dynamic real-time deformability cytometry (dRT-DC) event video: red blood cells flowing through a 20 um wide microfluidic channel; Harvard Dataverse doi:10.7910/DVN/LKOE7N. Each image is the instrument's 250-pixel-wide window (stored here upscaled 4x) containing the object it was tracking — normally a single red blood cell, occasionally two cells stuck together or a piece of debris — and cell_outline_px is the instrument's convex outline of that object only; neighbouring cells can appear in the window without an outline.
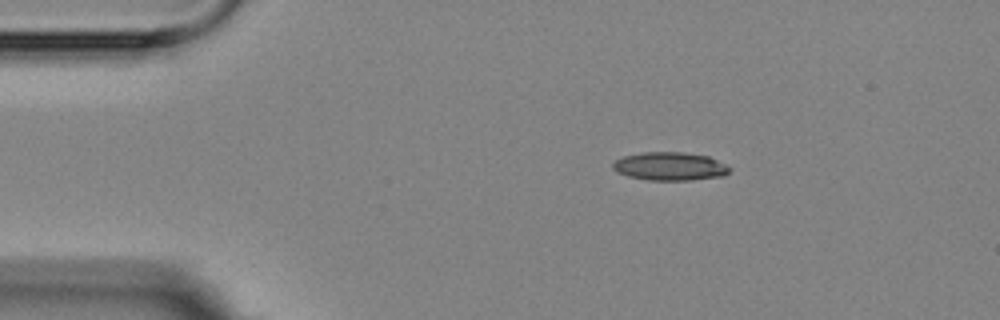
{"species": "Egyptian fruit bat (a non-hibernating species)", "species_latin": "Rousettus aegyptiacus", "temperature_condition": "room temperature", "stored_images_in_passage": 7, "camera_frame_rate_fps": 3000, "um_per_image_px": 0.085, "animal": {"sex": "female"}, "frame": {"image": 1, "passage_image": 2, "time_ms": 1.0, "image_size_px": [1000, 320], "cell_outline_px": [[732, 168], [724, 176], [692, 180], [648, 180], [628, 176], [616, 172], [612, 168], [612, 164], [616, 160], [624, 156], [644, 152], [684, 152], [708, 156]], "centroid_in_image_um": [56.94, 14.14], "position_along_channel_um": 28.1, "area_um2": 19.25}}
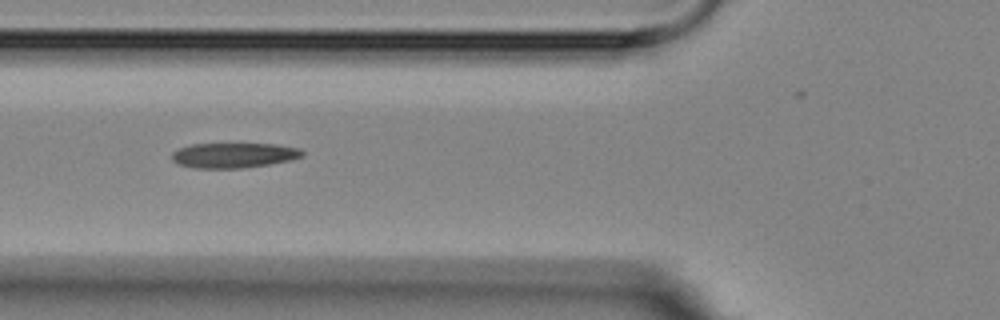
{"frame": {"image": 2, "passage_image": 5, "time_ms": 4.667, "image_size_px": [1000, 320], "cell_outline_px": [[304, 156], [292, 160], [244, 168], [196, 168], [180, 164], [172, 160], [172, 152], [180, 148], [192, 144], [276, 144], [300, 148], [304, 152]], "centroid_in_image_um": [19.92, 13.2], "position_along_channel_um": 105.9, "area_um2": 19.02}}
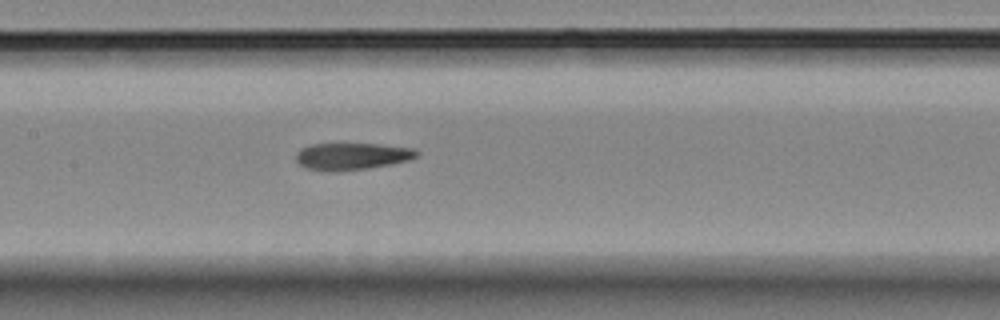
{"frame": {"image": 3, "passage_image": 7, "time_ms": 6.667, "image_size_px": [1000, 320], "cell_outline_px": [[420, 152], [416, 156], [408, 160], [392, 164], [368, 168], [336, 172], [324, 172], [308, 168], [300, 164], [296, 160], [296, 152], [300, 148], [312, 144], [380, 144], [412, 148]], "centroid_in_image_um": [29.89, 13.29], "position_along_channel_um": 177.5, "area_um2": 19.07}}